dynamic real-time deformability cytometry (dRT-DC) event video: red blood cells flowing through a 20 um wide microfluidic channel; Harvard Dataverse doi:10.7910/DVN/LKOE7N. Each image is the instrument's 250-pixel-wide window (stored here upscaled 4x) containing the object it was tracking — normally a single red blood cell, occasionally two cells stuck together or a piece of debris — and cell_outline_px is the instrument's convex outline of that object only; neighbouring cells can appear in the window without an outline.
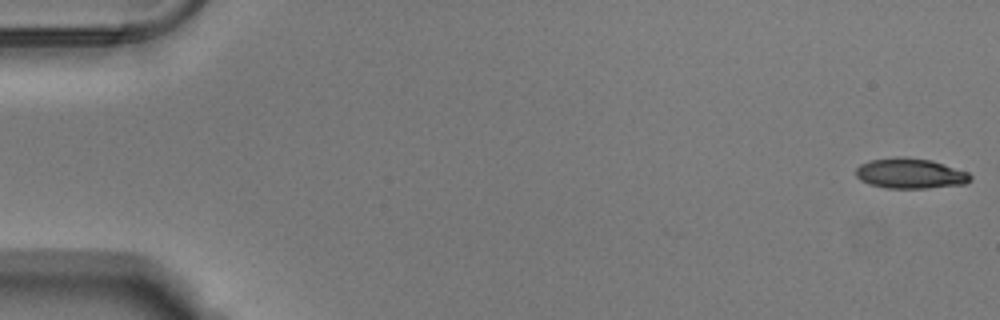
{"species": "Egyptian fruit bat (a non-hibernating species)", "species_latin": "Rousettus aegyptiacus", "temperature_condition": "warm", "stored_images_in_passage": 5, "camera_frame_rate_fps": 3000, "um_per_image_px": 0.085, "animal": {"sex": "male"}, "frame": {"image": 1, "passage_image": 1, "time_ms": 0.0, "image_size_px": [1000, 320], "cell_outline_px": [[972, 176], [964, 184], [924, 188], [888, 188], [872, 184], [860, 180], [856, 176], [856, 168], [860, 164], [868, 160], [896, 156], [904, 156], [932, 160], [968, 172]], "centroid_in_image_um": [77.34, 14.72], "position_along_channel_um": 7.7, "area_um2": 20.17}}